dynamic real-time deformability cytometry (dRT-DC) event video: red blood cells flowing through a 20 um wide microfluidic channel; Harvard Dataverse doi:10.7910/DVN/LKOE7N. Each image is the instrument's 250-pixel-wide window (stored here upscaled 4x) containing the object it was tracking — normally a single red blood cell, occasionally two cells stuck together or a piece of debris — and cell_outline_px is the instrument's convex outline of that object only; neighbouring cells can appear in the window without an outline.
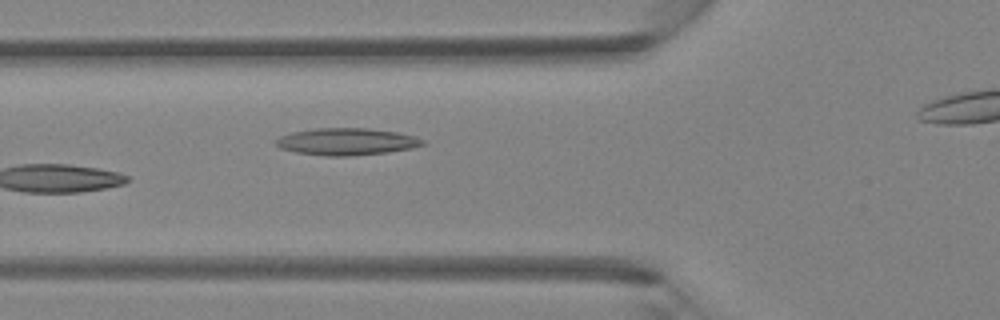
{"species": "Egyptian fruit bat (a non-hibernating species)", "species_latin": "Rousettus aegyptiacus", "temperature_condition": "room temperature", "stored_images_in_passage": 6, "segment_of_instrument_passage": [1, 2], "camera_frame_rate_fps": 3000, "um_per_image_px": 0.085, "animal": {"sex": "female"}, "frame": {"image": 1, "passage_image": 5, "time_ms": 1.333, "image_size_px": [1000, 320], "cell_outline_px": [[424, 144], [412, 148], [388, 152], [352, 156], [324, 156], [296, 152], [280, 148], [276, 144], [276, 140], [280, 136], [292, 132], [316, 128], [368, 128], [396, 132], [416, 136], [424, 140]], "centroid_in_image_um": [29.47, 12.04], "position_along_channel_um": 96.3, "area_um2": 23.12}}